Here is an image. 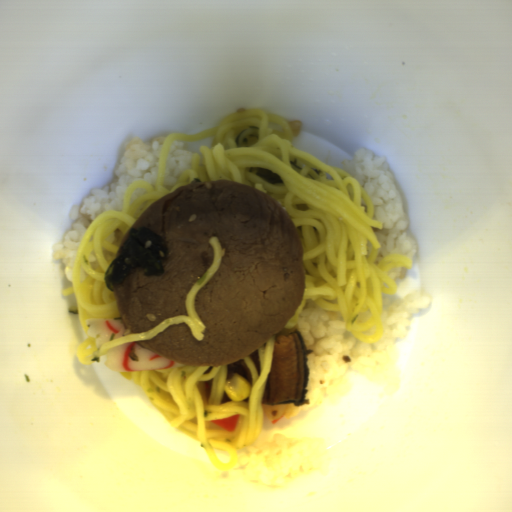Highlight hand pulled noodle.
Wrapping results in <instances>:
<instances>
[{
    "mask_svg": "<svg viewBox=\"0 0 512 512\" xmlns=\"http://www.w3.org/2000/svg\"><path fill=\"white\" fill-rule=\"evenodd\" d=\"M248 125H258L259 136L251 146L235 145L236 136ZM211 148L200 146L191 157L192 166L182 172L173 186L163 184L170 146L176 139L199 141L213 136ZM293 129L280 115L262 109H246L221 119L216 128L194 134L172 133L162 143L155 185L138 180L127 187L121 210H106L86 229L78 247L72 286L62 296L74 295L77 315L85 333L76 357L84 366L107 356L109 349L126 342L152 340L167 327L186 323L191 334L202 341L206 329L195 309L197 293L207 285L221 265L222 247L217 236L207 240L213 261L205 274L188 291L186 314L168 318L142 333L116 338L100 347L91 337L87 319H121L114 290L106 287V271L117 256L120 243L136 220L155 202L194 180H228L251 186L277 202L291 219L303 250L305 289L303 299L282 327L295 328L308 302L330 313H339L352 337L365 344L376 343L384 334L383 294L395 295L391 269H413V260L390 254L378 261L382 249L374 229L383 230L375 218L373 197L351 174L328 166L294 146ZM280 175L284 184H271L256 175L259 168ZM137 187L149 192L129 205ZM115 231L117 239L106 241ZM94 251L99 266L93 270L89 254ZM89 273L81 283L80 269Z\"/></svg>",
    "mask_w": 512,
    "mask_h": 512,
    "instance_id": "1",
    "label": "hand pulled noodle"
},
{
    "mask_svg": "<svg viewBox=\"0 0 512 512\" xmlns=\"http://www.w3.org/2000/svg\"><path fill=\"white\" fill-rule=\"evenodd\" d=\"M275 354V337L238 361L215 366H187L141 372H118L147 393L159 416L173 429L197 441L206 457L222 471L237 466V449L258 439L263 425V387ZM250 384V395L234 402L224 385L233 374ZM239 414L232 432L212 423ZM215 449L229 452L230 461L220 462Z\"/></svg>",
    "mask_w": 512,
    "mask_h": 512,
    "instance_id": "2",
    "label": "hand pulled noodle"
}]
</instances>
